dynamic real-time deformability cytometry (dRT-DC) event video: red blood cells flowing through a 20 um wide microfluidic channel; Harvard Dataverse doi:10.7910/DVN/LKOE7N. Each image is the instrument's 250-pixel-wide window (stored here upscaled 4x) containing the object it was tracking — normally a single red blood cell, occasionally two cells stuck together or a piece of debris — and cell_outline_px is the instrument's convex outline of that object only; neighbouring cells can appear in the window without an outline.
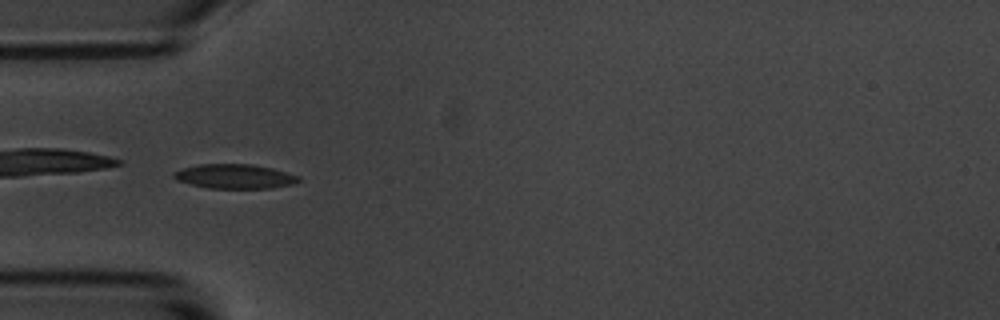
{"species": "common noctule bat (a hibernating species)", "species_latin": "Nyctalus noctula", "temperature_condition": "room temperature", "stored_images_in_passage": 6, "camera_frame_rate_fps": 3000, "um_per_image_px": 0.085, "animal": {"sex": "male", "body_mass_g": 20.1, "forearm_length_mm": 53.5}, "frame": {"image": 1, "passage_image": 5, "time_ms": 5.333, "image_size_px": [1000, 320], "cell_outline_px": [[300, 180], [292, 184], [272, 188], [208, 188], [176, 180], [172, 176], [172, 172], [196, 164], [252, 164], [272, 168], [300, 176]], "centroid_in_image_um": [19.94, 14.98], "position_along_channel_um": 65.1, "area_um2": 17.74}}